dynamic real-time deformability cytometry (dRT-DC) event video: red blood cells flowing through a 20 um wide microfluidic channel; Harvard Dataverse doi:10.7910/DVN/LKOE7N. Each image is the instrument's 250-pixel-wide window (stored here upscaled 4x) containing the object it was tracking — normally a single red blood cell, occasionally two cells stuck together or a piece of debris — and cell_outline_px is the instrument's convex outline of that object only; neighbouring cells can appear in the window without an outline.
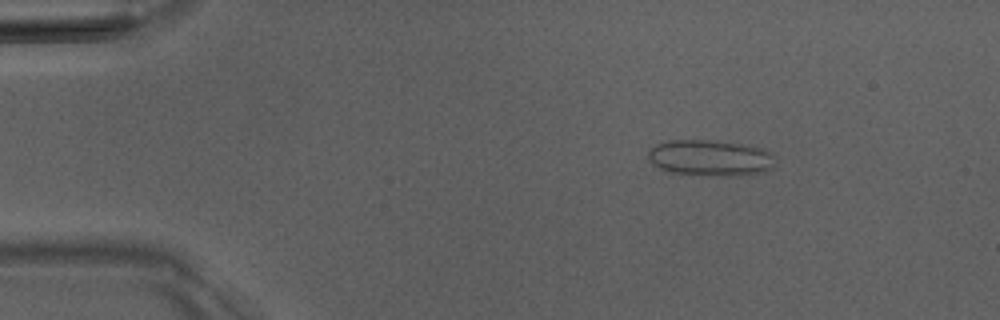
{"species": "Egyptian fruit bat (a non-hibernating species)", "species_latin": "Rousettus aegyptiacus", "temperature_condition": "room temperature", "stored_images_in_passage": 4, "camera_frame_rate_fps": 3000, "um_per_image_px": 0.085, "animal": {"sex": "male"}, "frame": {"image": 1, "passage_image": 2, "time_ms": 1.333, "image_size_px": [1000, 320], "cell_outline_px": [[776, 156], [772, 168], [764, 172], [740, 176], [700, 176], [668, 172], [652, 164], [648, 156], [648, 152], [656, 144], [668, 140], [708, 140], [740, 144], [764, 148], [772, 152]], "centroid_in_image_um": [60.4, 13.44], "position_along_channel_um": 24.6, "area_um2": 27.22}}